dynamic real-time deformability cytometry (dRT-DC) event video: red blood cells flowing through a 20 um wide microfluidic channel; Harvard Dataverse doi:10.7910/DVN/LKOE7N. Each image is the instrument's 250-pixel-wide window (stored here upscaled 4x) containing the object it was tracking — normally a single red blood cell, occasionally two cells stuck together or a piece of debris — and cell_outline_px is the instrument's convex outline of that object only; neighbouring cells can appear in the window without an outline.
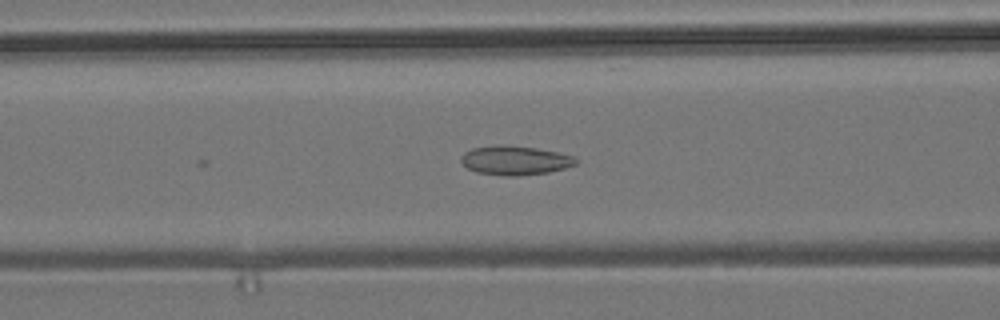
{"species": "common noctule bat (a hibernating species)", "species_latin": "Nyctalus noctula", "temperature_condition": "room temperature", "stored_images_in_passage": 24, "camera_frame_rate_fps": 3000, "um_per_image_px": 0.085, "animal": {"sex": "male", "body_mass_g": 19.2, "forearm_length_mm": 51.8}, "frame": {"image": 1, "passage_image": 10, "time_ms": 3.0, "image_size_px": [1000, 320], "cell_outline_px": [[580, 160], [576, 164], [564, 168], [548, 172], [516, 176], [504, 176], [476, 172], [468, 168], [460, 160], [460, 156], [464, 152], [472, 148], [536, 148], [556, 152], [572, 156]], "centroid_in_image_um": [43.8, 13.69], "position_along_channel_um": 122.8, "area_um2": 18.55}}
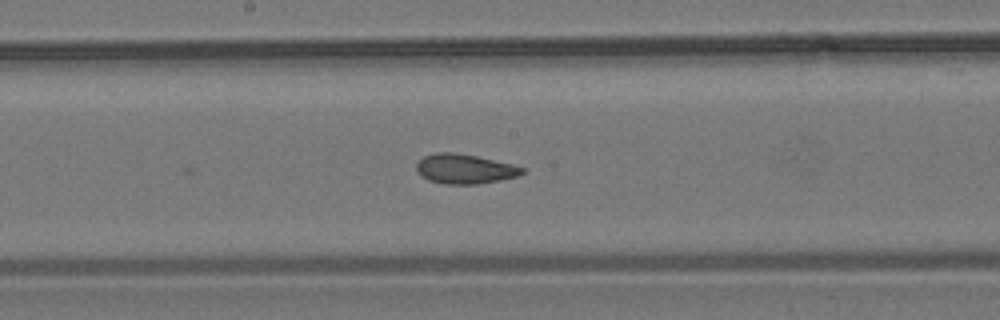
{"frame": {"image": 2, "passage_image": 17, "time_ms": 5.333, "image_size_px": [1000, 320], "cell_outline_px": [[524, 172], [516, 176], [500, 180], [476, 184], [444, 184], [428, 180], [416, 172], [416, 164], [424, 156], [436, 152], [452, 152], [476, 156], [512, 164], [524, 168]], "centroid_in_image_um": [39.46, 14.36], "position_along_channel_um": 208.7, "area_um2": 18.15}}
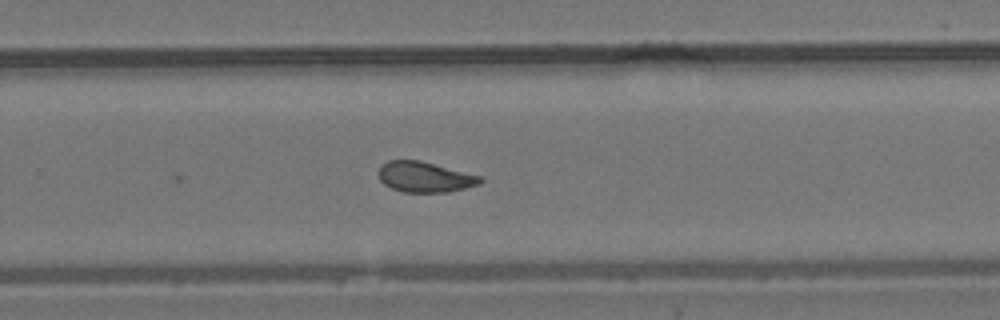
{"frame": {"image": 3, "passage_image": 24, "time_ms": 7.667, "image_size_px": [1000, 320], "cell_outline_px": [[484, 180], [480, 184], [448, 192], [404, 192], [392, 188], [384, 184], [380, 180], [380, 168], [388, 160], [420, 160], [480, 176]], "centroid_in_image_um": [36.12, 15.05], "position_along_channel_um": 293.7, "area_um2": 17.8}}